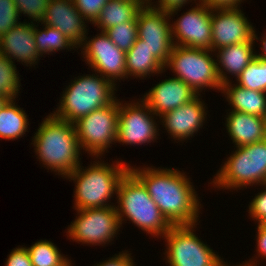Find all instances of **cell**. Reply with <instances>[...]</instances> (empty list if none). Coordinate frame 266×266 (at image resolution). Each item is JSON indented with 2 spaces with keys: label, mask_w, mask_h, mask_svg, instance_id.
<instances>
[{
  "label": "cell",
  "mask_w": 266,
  "mask_h": 266,
  "mask_svg": "<svg viewBox=\"0 0 266 266\" xmlns=\"http://www.w3.org/2000/svg\"><path fill=\"white\" fill-rule=\"evenodd\" d=\"M130 170L142 181L152 200L171 225L197 224L201 203L190 177L170 168L132 167Z\"/></svg>",
  "instance_id": "obj_1"
},
{
  "label": "cell",
  "mask_w": 266,
  "mask_h": 266,
  "mask_svg": "<svg viewBox=\"0 0 266 266\" xmlns=\"http://www.w3.org/2000/svg\"><path fill=\"white\" fill-rule=\"evenodd\" d=\"M32 142L43 167L61 177L65 178L81 164L82 152L75 125L56 118L52 113L43 119Z\"/></svg>",
  "instance_id": "obj_2"
},
{
  "label": "cell",
  "mask_w": 266,
  "mask_h": 266,
  "mask_svg": "<svg viewBox=\"0 0 266 266\" xmlns=\"http://www.w3.org/2000/svg\"><path fill=\"white\" fill-rule=\"evenodd\" d=\"M97 159L87 168L81 164L65 178L75 183L74 209H92L114 206L108 202L117 196L119 182L130 169L128 163L120 161L112 164ZM109 200V201H108Z\"/></svg>",
  "instance_id": "obj_3"
},
{
  "label": "cell",
  "mask_w": 266,
  "mask_h": 266,
  "mask_svg": "<svg viewBox=\"0 0 266 266\" xmlns=\"http://www.w3.org/2000/svg\"><path fill=\"white\" fill-rule=\"evenodd\" d=\"M116 200L121 227L124 221L129 220L146 234L157 238L170 230L172 225L152 200L145 185L130 169L119 182Z\"/></svg>",
  "instance_id": "obj_4"
},
{
  "label": "cell",
  "mask_w": 266,
  "mask_h": 266,
  "mask_svg": "<svg viewBox=\"0 0 266 266\" xmlns=\"http://www.w3.org/2000/svg\"><path fill=\"white\" fill-rule=\"evenodd\" d=\"M116 86L104 76L93 73L75 77L63 90L53 115L61 120L75 123L94 110L111 104Z\"/></svg>",
  "instance_id": "obj_5"
},
{
  "label": "cell",
  "mask_w": 266,
  "mask_h": 266,
  "mask_svg": "<svg viewBox=\"0 0 266 266\" xmlns=\"http://www.w3.org/2000/svg\"><path fill=\"white\" fill-rule=\"evenodd\" d=\"M210 182L220 189H247L266 184V139L236 147Z\"/></svg>",
  "instance_id": "obj_6"
},
{
  "label": "cell",
  "mask_w": 266,
  "mask_h": 266,
  "mask_svg": "<svg viewBox=\"0 0 266 266\" xmlns=\"http://www.w3.org/2000/svg\"><path fill=\"white\" fill-rule=\"evenodd\" d=\"M214 51L174 45L164 66L171 69L175 78L183 80L197 95L205 89L222 90ZM213 55V56H212Z\"/></svg>",
  "instance_id": "obj_7"
},
{
  "label": "cell",
  "mask_w": 266,
  "mask_h": 266,
  "mask_svg": "<svg viewBox=\"0 0 266 266\" xmlns=\"http://www.w3.org/2000/svg\"><path fill=\"white\" fill-rule=\"evenodd\" d=\"M119 107L120 101L116 98L111 104L92 111L74 123L80 149L94 159H101L108 148L116 143Z\"/></svg>",
  "instance_id": "obj_8"
},
{
  "label": "cell",
  "mask_w": 266,
  "mask_h": 266,
  "mask_svg": "<svg viewBox=\"0 0 266 266\" xmlns=\"http://www.w3.org/2000/svg\"><path fill=\"white\" fill-rule=\"evenodd\" d=\"M197 224L172 225L162 238L166 241L165 260L169 266H221L225 261L196 236Z\"/></svg>",
  "instance_id": "obj_9"
},
{
  "label": "cell",
  "mask_w": 266,
  "mask_h": 266,
  "mask_svg": "<svg viewBox=\"0 0 266 266\" xmlns=\"http://www.w3.org/2000/svg\"><path fill=\"white\" fill-rule=\"evenodd\" d=\"M77 216L68 226L67 237L82 245L111 243L120 231L116 204L109 207L76 210Z\"/></svg>",
  "instance_id": "obj_10"
},
{
  "label": "cell",
  "mask_w": 266,
  "mask_h": 266,
  "mask_svg": "<svg viewBox=\"0 0 266 266\" xmlns=\"http://www.w3.org/2000/svg\"><path fill=\"white\" fill-rule=\"evenodd\" d=\"M130 102H120L116 143L134 146L154 142L160 130L155 114L141 98Z\"/></svg>",
  "instance_id": "obj_11"
},
{
  "label": "cell",
  "mask_w": 266,
  "mask_h": 266,
  "mask_svg": "<svg viewBox=\"0 0 266 266\" xmlns=\"http://www.w3.org/2000/svg\"><path fill=\"white\" fill-rule=\"evenodd\" d=\"M80 47L84 61L93 68V72L104 76L115 86L117 79L126 78V52L119 49L104 31L91 39L85 36Z\"/></svg>",
  "instance_id": "obj_12"
},
{
  "label": "cell",
  "mask_w": 266,
  "mask_h": 266,
  "mask_svg": "<svg viewBox=\"0 0 266 266\" xmlns=\"http://www.w3.org/2000/svg\"><path fill=\"white\" fill-rule=\"evenodd\" d=\"M169 14L153 8L148 2L137 16L138 38L151 50L164 66L174 46L171 35V21Z\"/></svg>",
  "instance_id": "obj_13"
},
{
  "label": "cell",
  "mask_w": 266,
  "mask_h": 266,
  "mask_svg": "<svg viewBox=\"0 0 266 266\" xmlns=\"http://www.w3.org/2000/svg\"><path fill=\"white\" fill-rule=\"evenodd\" d=\"M212 9L196 2L171 24L174 45L212 50Z\"/></svg>",
  "instance_id": "obj_14"
},
{
  "label": "cell",
  "mask_w": 266,
  "mask_h": 266,
  "mask_svg": "<svg viewBox=\"0 0 266 266\" xmlns=\"http://www.w3.org/2000/svg\"><path fill=\"white\" fill-rule=\"evenodd\" d=\"M240 8L212 10V51L247 41L258 42L256 30Z\"/></svg>",
  "instance_id": "obj_15"
},
{
  "label": "cell",
  "mask_w": 266,
  "mask_h": 266,
  "mask_svg": "<svg viewBox=\"0 0 266 266\" xmlns=\"http://www.w3.org/2000/svg\"><path fill=\"white\" fill-rule=\"evenodd\" d=\"M200 97L201 94L159 117L158 122L162 120L160 123H163V127L175 141L190 140V137L197 134L200 128L202 129L203 123L207 120V107Z\"/></svg>",
  "instance_id": "obj_16"
},
{
  "label": "cell",
  "mask_w": 266,
  "mask_h": 266,
  "mask_svg": "<svg viewBox=\"0 0 266 266\" xmlns=\"http://www.w3.org/2000/svg\"><path fill=\"white\" fill-rule=\"evenodd\" d=\"M197 93L183 80L170 77L159 81L142 96V100L157 117L190 102Z\"/></svg>",
  "instance_id": "obj_17"
},
{
  "label": "cell",
  "mask_w": 266,
  "mask_h": 266,
  "mask_svg": "<svg viewBox=\"0 0 266 266\" xmlns=\"http://www.w3.org/2000/svg\"><path fill=\"white\" fill-rule=\"evenodd\" d=\"M85 22L73 0H49L45 16L40 23L57 28L79 49L88 35Z\"/></svg>",
  "instance_id": "obj_18"
},
{
  "label": "cell",
  "mask_w": 266,
  "mask_h": 266,
  "mask_svg": "<svg viewBox=\"0 0 266 266\" xmlns=\"http://www.w3.org/2000/svg\"><path fill=\"white\" fill-rule=\"evenodd\" d=\"M34 23L31 21L22 22L11 27L0 38V53L4 54L13 63L17 60V62L21 61L27 67L28 65L30 67L36 65L42 56L36 48Z\"/></svg>",
  "instance_id": "obj_19"
},
{
  "label": "cell",
  "mask_w": 266,
  "mask_h": 266,
  "mask_svg": "<svg viewBox=\"0 0 266 266\" xmlns=\"http://www.w3.org/2000/svg\"><path fill=\"white\" fill-rule=\"evenodd\" d=\"M254 43L255 41H247L214 51L217 58V73L222 85L230 82V77L227 74H230L231 77L235 76V79H237L246 66L255 58Z\"/></svg>",
  "instance_id": "obj_20"
},
{
  "label": "cell",
  "mask_w": 266,
  "mask_h": 266,
  "mask_svg": "<svg viewBox=\"0 0 266 266\" xmlns=\"http://www.w3.org/2000/svg\"><path fill=\"white\" fill-rule=\"evenodd\" d=\"M224 124L235 147L266 139V118L264 117L229 111Z\"/></svg>",
  "instance_id": "obj_21"
},
{
  "label": "cell",
  "mask_w": 266,
  "mask_h": 266,
  "mask_svg": "<svg viewBox=\"0 0 266 266\" xmlns=\"http://www.w3.org/2000/svg\"><path fill=\"white\" fill-rule=\"evenodd\" d=\"M221 93L229 102L230 111L266 118V92L245 89L230 81L222 85Z\"/></svg>",
  "instance_id": "obj_22"
},
{
  "label": "cell",
  "mask_w": 266,
  "mask_h": 266,
  "mask_svg": "<svg viewBox=\"0 0 266 266\" xmlns=\"http://www.w3.org/2000/svg\"><path fill=\"white\" fill-rule=\"evenodd\" d=\"M147 2V0H109L93 25L105 32L120 23L137 21L139 11Z\"/></svg>",
  "instance_id": "obj_23"
},
{
  "label": "cell",
  "mask_w": 266,
  "mask_h": 266,
  "mask_svg": "<svg viewBox=\"0 0 266 266\" xmlns=\"http://www.w3.org/2000/svg\"><path fill=\"white\" fill-rule=\"evenodd\" d=\"M165 72L164 65L151 54L144 41L137 38L133 46L126 52V79L133 76L144 79L153 74Z\"/></svg>",
  "instance_id": "obj_24"
},
{
  "label": "cell",
  "mask_w": 266,
  "mask_h": 266,
  "mask_svg": "<svg viewBox=\"0 0 266 266\" xmlns=\"http://www.w3.org/2000/svg\"><path fill=\"white\" fill-rule=\"evenodd\" d=\"M16 100H8L0 109V138L15 140L23 137L28 132V116L21 109Z\"/></svg>",
  "instance_id": "obj_25"
},
{
  "label": "cell",
  "mask_w": 266,
  "mask_h": 266,
  "mask_svg": "<svg viewBox=\"0 0 266 266\" xmlns=\"http://www.w3.org/2000/svg\"><path fill=\"white\" fill-rule=\"evenodd\" d=\"M37 25L34 24V38L36 41V48L38 53L43 56V54H52L59 50H70L78 47L70 41L64 34H62L57 28L43 24V30L38 29Z\"/></svg>",
  "instance_id": "obj_26"
},
{
  "label": "cell",
  "mask_w": 266,
  "mask_h": 266,
  "mask_svg": "<svg viewBox=\"0 0 266 266\" xmlns=\"http://www.w3.org/2000/svg\"><path fill=\"white\" fill-rule=\"evenodd\" d=\"M33 266H72V261L64 256L51 241L39 240L26 247Z\"/></svg>",
  "instance_id": "obj_27"
},
{
  "label": "cell",
  "mask_w": 266,
  "mask_h": 266,
  "mask_svg": "<svg viewBox=\"0 0 266 266\" xmlns=\"http://www.w3.org/2000/svg\"><path fill=\"white\" fill-rule=\"evenodd\" d=\"M236 81L242 88L266 92V59L255 56Z\"/></svg>",
  "instance_id": "obj_28"
},
{
  "label": "cell",
  "mask_w": 266,
  "mask_h": 266,
  "mask_svg": "<svg viewBox=\"0 0 266 266\" xmlns=\"http://www.w3.org/2000/svg\"><path fill=\"white\" fill-rule=\"evenodd\" d=\"M17 68L4 54L0 53V95L8 100H16L20 93V77Z\"/></svg>",
  "instance_id": "obj_29"
},
{
  "label": "cell",
  "mask_w": 266,
  "mask_h": 266,
  "mask_svg": "<svg viewBox=\"0 0 266 266\" xmlns=\"http://www.w3.org/2000/svg\"><path fill=\"white\" fill-rule=\"evenodd\" d=\"M105 33L119 49L127 52L138 38L137 22L120 23L107 29Z\"/></svg>",
  "instance_id": "obj_30"
},
{
  "label": "cell",
  "mask_w": 266,
  "mask_h": 266,
  "mask_svg": "<svg viewBox=\"0 0 266 266\" xmlns=\"http://www.w3.org/2000/svg\"><path fill=\"white\" fill-rule=\"evenodd\" d=\"M48 2L49 0H14L19 16L23 13L35 23L43 20Z\"/></svg>",
  "instance_id": "obj_31"
},
{
  "label": "cell",
  "mask_w": 266,
  "mask_h": 266,
  "mask_svg": "<svg viewBox=\"0 0 266 266\" xmlns=\"http://www.w3.org/2000/svg\"><path fill=\"white\" fill-rule=\"evenodd\" d=\"M14 0H0V38L11 28L21 23Z\"/></svg>",
  "instance_id": "obj_32"
},
{
  "label": "cell",
  "mask_w": 266,
  "mask_h": 266,
  "mask_svg": "<svg viewBox=\"0 0 266 266\" xmlns=\"http://www.w3.org/2000/svg\"><path fill=\"white\" fill-rule=\"evenodd\" d=\"M109 0H73L77 10L83 18L93 24L98 18L100 11Z\"/></svg>",
  "instance_id": "obj_33"
},
{
  "label": "cell",
  "mask_w": 266,
  "mask_h": 266,
  "mask_svg": "<svg viewBox=\"0 0 266 266\" xmlns=\"http://www.w3.org/2000/svg\"><path fill=\"white\" fill-rule=\"evenodd\" d=\"M265 190L257 193L251 202H249V216L257 224H262L266 221V184L263 185Z\"/></svg>",
  "instance_id": "obj_34"
},
{
  "label": "cell",
  "mask_w": 266,
  "mask_h": 266,
  "mask_svg": "<svg viewBox=\"0 0 266 266\" xmlns=\"http://www.w3.org/2000/svg\"><path fill=\"white\" fill-rule=\"evenodd\" d=\"M192 0H158L156 2H152V0H148V3L157 10L165 11L169 14V16L174 17L181 10L185 4L191 2ZM194 3L196 0H193ZM158 2V3H157ZM155 3V5L153 4ZM157 4V5H156Z\"/></svg>",
  "instance_id": "obj_35"
},
{
  "label": "cell",
  "mask_w": 266,
  "mask_h": 266,
  "mask_svg": "<svg viewBox=\"0 0 266 266\" xmlns=\"http://www.w3.org/2000/svg\"><path fill=\"white\" fill-rule=\"evenodd\" d=\"M7 257L5 266H33L25 246L12 249Z\"/></svg>",
  "instance_id": "obj_36"
},
{
  "label": "cell",
  "mask_w": 266,
  "mask_h": 266,
  "mask_svg": "<svg viewBox=\"0 0 266 266\" xmlns=\"http://www.w3.org/2000/svg\"><path fill=\"white\" fill-rule=\"evenodd\" d=\"M133 256L129 251H122L118 254L113 255L108 260H103L98 264H94V266H136V262H134Z\"/></svg>",
  "instance_id": "obj_37"
},
{
  "label": "cell",
  "mask_w": 266,
  "mask_h": 266,
  "mask_svg": "<svg viewBox=\"0 0 266 266\" xmlns=\"http://www.w3.org/2000/svg\"><path fill=\"white\" fill-rule=\"evenodd\" d=\"M212 10L240 8L243 0H198Z\"/></svg>",
  "instance_id": "obj_38"
},
{
  "label": "cell",
  "mask_w": 266,
  "mask_h": 266,
  "mask_svg": "<svg viewBox=\"0 0 266 266\" xmlns=\"http://www.w3.org/2000/svg\"><path fill=\"white\" fill-rule=\"evenodd\" d=\"M256 251L257 257L266 259V228L262 224H257V235H256ZM261 256V257H260Z\"/></svg>",
  "instance_id": "obj_39"
},
{
  "label": "cell",
  "mask_w": 266,
  "mask_h": 266,
  "mask_svg": "<svg viewBox=\"0 0 266 266\" xmlns=\"http://www.w3.org/2000/svg\"><path fill=\"white\" fill-rule=\"evenodd\" d=\"M264 34L259 40V41H261V43H260L261 44L260 53L259 54L256 53V56L260 57V58H263V59H266V33H264Z\"/></svg>",
  "instance_id": "obj_40"
},
{
  "label": "cell",
  "mask_w": 266,
  "mask_h": 266,
  "mask_svg": "<svg viewBox=\"0 0 266 266\" xmlns=\"http://www.w3.org/2000/svg\"><path fill=\"white\" fill-rule=\"evenodd\" d=\"M257 257H253V258H251V259H249V261H246L245 260V263L243 262V264H238L237 266H257V264L259 265V263H257V262H259V261H257L258 260V258L256 259ZM255 259V260H254ZM256 261V262H255ZM227 263V264H226ZM221 266H229L228 265V262H225V263H223ZM236 266V265H235Z\"/></svg>",
  "instance_id": "obj_41"
},
{
  "label": "cell",
  "mask_w": 266,
  "mask_h": 266,
  "mask_svg": "<svg viewBox=\"0 0 266 266\" xmlns=\"http://www.w3.org/2000/svg\"><path fill=\"white\" fill-rule=\"evenodd\" d=\"M8 99L0 95V109L7 103Z\"/></svg>",
  "instance_id": "obj_42"
},
{
  "label": "cell",
  "mask_w": 266,
  "mask_h": 266,
  "mask_svg": "<svg viewBox=\"0 0 266 266\" xmlns=\"http://www.w3.org/2000/svg\"><path fill=\"white\" fill-rule=\"evenodd\" d=\"M262 225L266 228V221L264 223H262Z\"/></svg>",
  "instance_id": "obj_43"
}]
</instances>
